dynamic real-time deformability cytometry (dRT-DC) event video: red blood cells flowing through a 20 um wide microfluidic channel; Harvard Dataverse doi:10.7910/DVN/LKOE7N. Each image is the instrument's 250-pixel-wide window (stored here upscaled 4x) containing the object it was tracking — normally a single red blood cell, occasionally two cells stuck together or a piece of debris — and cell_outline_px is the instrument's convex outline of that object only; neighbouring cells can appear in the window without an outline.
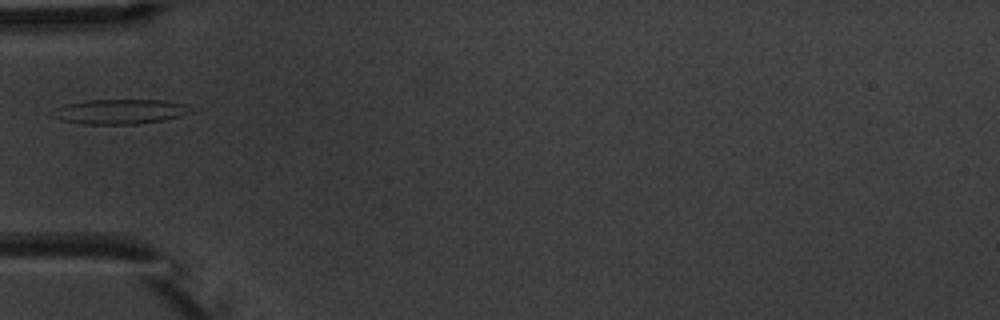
{"species": "common noctule bat (a hibernating species)", "species_latin": "Nyctalus noctula", "temperature_condition": "warm", "stored_images_in_passage": 3, "camera_frame_rate_fps": 3000, "um_per_image_px": 0.085, "animal": {"sex": "male", "body_mass_g": 20.1, "forearm_length_mm": 53.5}, "frame": {"image": 1, "passage_image": 2, "time_ms": 1.333, "image_size_px": [1000, 320], "cell_outline_px": [[192, 112], [180, 116], [164, 120], [136, 124], [84, 124], [60, 120], [56, 108], [68, 104], [88, 100], [164, 100], [184, 104], [192, 108]], "centroid_in_image_um": [10.31, 9.48], "position_along_channel_um": 74.7, "area_um2": 19.54}}